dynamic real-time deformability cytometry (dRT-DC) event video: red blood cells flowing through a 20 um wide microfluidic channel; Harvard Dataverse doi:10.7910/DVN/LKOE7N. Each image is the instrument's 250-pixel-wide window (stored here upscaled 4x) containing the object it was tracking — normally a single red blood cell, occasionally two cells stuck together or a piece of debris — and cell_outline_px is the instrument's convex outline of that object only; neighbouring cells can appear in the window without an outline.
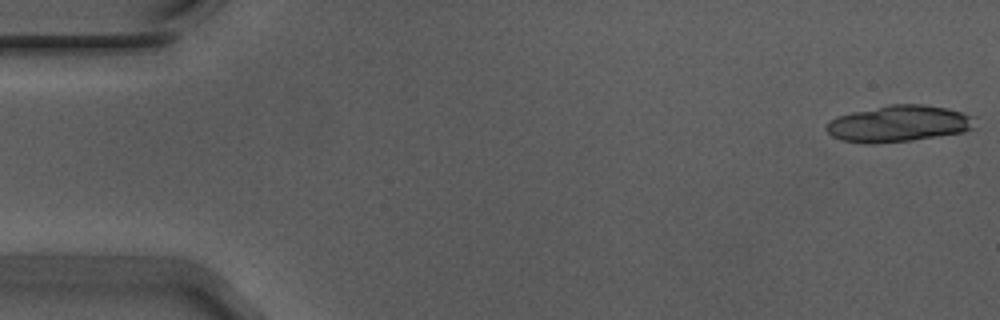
{"species": "Egyptian fruit bat (a non-hibernating species)", "species_latin": "Rousettus aegyptiacus", "temperature_condition": "warm", "stored_images_in_passage": 19, "camera_frame_rate_fps": 3000, "um_per_image_px": 0.085, "animal": {"sex": "male"}, "frame": {"image": 1, "passage_image": 1, "time_ms": 0.0, "image_size_px": [1000, 320], "cell_outline_px": [[976, 116], [972, 128], [964, 132], [912, 140], [872, 144], [864, 144], [840, 140], [832, 136], [824, 128], [828, 120], [836, 116], [852, 112], [888, 104], [924, 104], [948, 108]], "centroid_in_image_um": [76.35, 10.51], "position_along_channel_um": 8.6, "area_um2": 31.96}}